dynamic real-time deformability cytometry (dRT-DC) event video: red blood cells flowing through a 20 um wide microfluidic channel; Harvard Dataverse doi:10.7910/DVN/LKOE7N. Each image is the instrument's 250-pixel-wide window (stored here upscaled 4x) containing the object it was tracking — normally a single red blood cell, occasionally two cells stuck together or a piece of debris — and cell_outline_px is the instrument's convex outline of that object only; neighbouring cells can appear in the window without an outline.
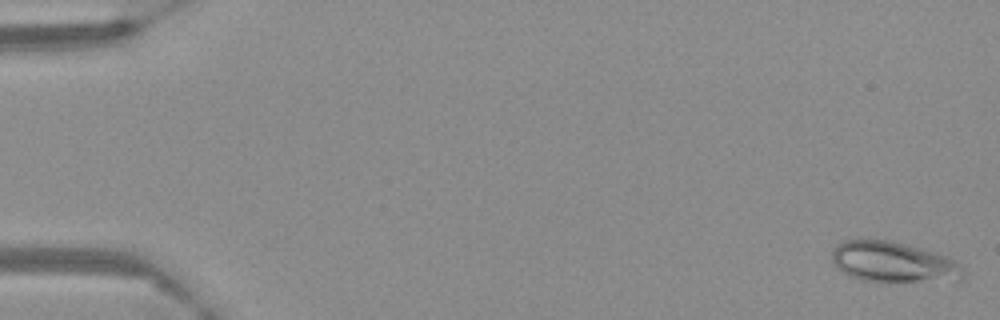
{"species": "Egyptian fruit bat (a non-hibernating species)", "species_latin": "Rousettus aegyptiacus", "temperature_condition": "warm", "stored_images_in_passage": 60, "camera_frame_rate_fps": 3000, "um_per_image_px": 0.085, "frame": {"image": 1, "passage_image": 1, "time_ms": 0.0, "image_size_px": [1000, 320], "cell_outline_px": [[968, 276], [960, 284], [884, 284], [860, 280], [848, 276], [832, 260], [832, 248], [836, 244], [844, 240], [888, 240], [904, 244], [932, 252], [944, 256], [952, 260], [964, 268]], "centroid_in_image_um": [76.09, 22.4], "position_along_channel_um": 8.9, "area_um2": 32.89}}
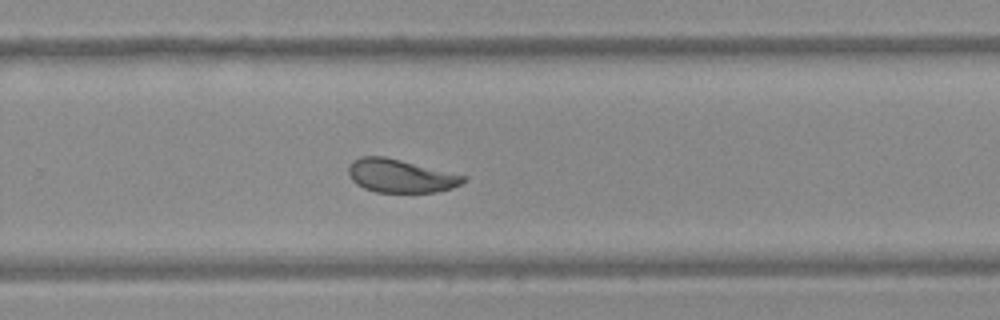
{"frame": {"image": 2, "passage_image": 40, "time_ms": 13.0, "image_size_px": [1000, 320], "cell_outline_px": [[468, 180], [452, 188], [436, 192], [376, 192], [364, 188], [356, 184], [352, 180], [348, 172], [348, 168], [352, 160], [360, 156], [384, 156], [468, 176]], "centroid_in_image_um": [34.05, 14.95], "position_along_channel_um": 295.8, "area_um2": 22.37}}
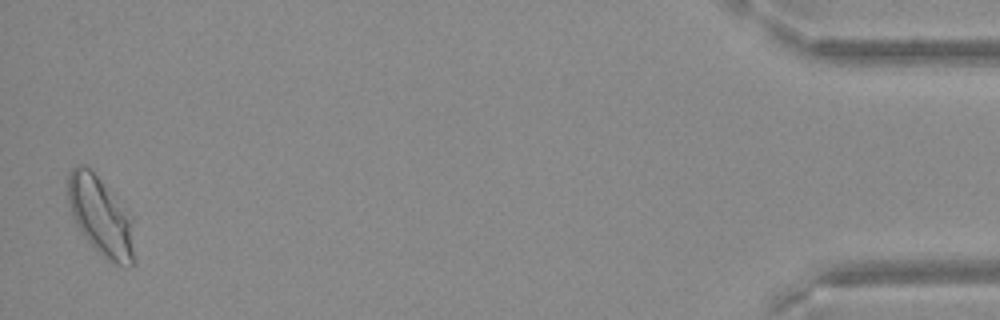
{"frame": {"image": 3, "passage_image": 59, "time_ms": 19.333, "image_size_px": [1000, 320], "cell_outline_px": [[132, 268], [128, 268], [116, 264], [108, 260], [80, 232], [72, 216], [68, 200], [68, 176], [72, 168], [80, 164], [84, 164], [100, 180], [132, 216]], "centroid_in_image_um": [8.54, 18.38], "position_along_channel_um": 426.7, "area_um2": 29.71}}